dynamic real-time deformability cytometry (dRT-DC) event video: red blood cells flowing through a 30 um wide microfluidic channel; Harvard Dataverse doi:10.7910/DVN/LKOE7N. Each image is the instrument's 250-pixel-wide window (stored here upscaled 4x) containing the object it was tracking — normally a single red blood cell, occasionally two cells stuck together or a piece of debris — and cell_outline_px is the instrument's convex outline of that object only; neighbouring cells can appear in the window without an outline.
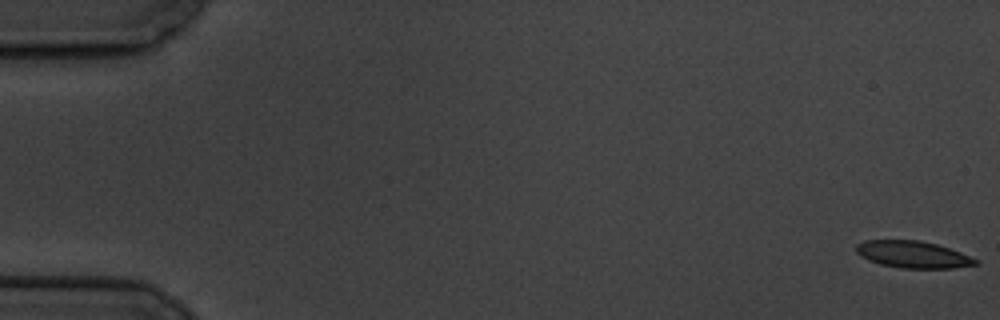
{"species": "common noctule bat (a hibernating species)", "species_latin": "Nyctalus noctula", "temperature_condition": "cold", "stored_images_in_passage": 6, "camera_frame_rate_fps": 3000, "um_per_image_px": 0.085, "animal": {"sex": "male", "body_mass_g": 19.5, "forearm_length_mm": 54.6}, "frame": {"image": 1, "passage_image": 1, "time_ms": 0.0, "image_size_px": [1000, 320], "cell_outline_px": [[980, 264], [952, 268], [900, 268], [880, 264], [868, 260], [860, 256], [856, 252], [856, 244], [864, 240], [920, 240], [936, 244], [960, 252], [980, 260]], "centroid_in_image_um": [77.6, 21.63], "position_along_channel_um": 7.4, "area_um2": 18.84}}